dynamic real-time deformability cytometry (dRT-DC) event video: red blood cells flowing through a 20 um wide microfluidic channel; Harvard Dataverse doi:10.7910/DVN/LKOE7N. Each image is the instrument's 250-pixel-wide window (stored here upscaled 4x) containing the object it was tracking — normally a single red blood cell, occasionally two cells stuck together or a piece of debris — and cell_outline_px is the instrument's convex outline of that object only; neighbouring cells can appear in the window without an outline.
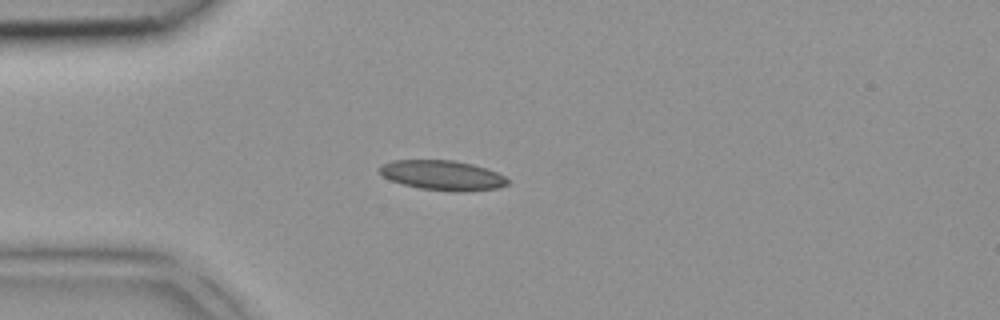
{"species": "common noctule bat (a hibernating species)", "species_latin": "Nyctalus noctula", "temperature_condition": "room temperature", "stored_images_in_passage": 3, "camera_frame_rate_fps": 3000, "um_per_image_px": 0.085, "animal": {"sex": "female", "body_mass_g": 18.4}, "frame": {"image": 1, "passage_image": 3, "time_ms": 0.667, "image_size_px": [1000, 320], "cell_outline_px": [[508, 184], [496, 188], [464, 192], [452, 192], [420, 188], [404, 184], [392, 180], [384, 176], [380, 172], [380, 168], [384, 164], [392, 160], [452, 160], [472, 164], [488, 168], [504, 176], [508, 180]], "centroid_in_image_um": [37.65, 14.9], "position_along_channel_um": 47.3, "area_um2": 22.08}}